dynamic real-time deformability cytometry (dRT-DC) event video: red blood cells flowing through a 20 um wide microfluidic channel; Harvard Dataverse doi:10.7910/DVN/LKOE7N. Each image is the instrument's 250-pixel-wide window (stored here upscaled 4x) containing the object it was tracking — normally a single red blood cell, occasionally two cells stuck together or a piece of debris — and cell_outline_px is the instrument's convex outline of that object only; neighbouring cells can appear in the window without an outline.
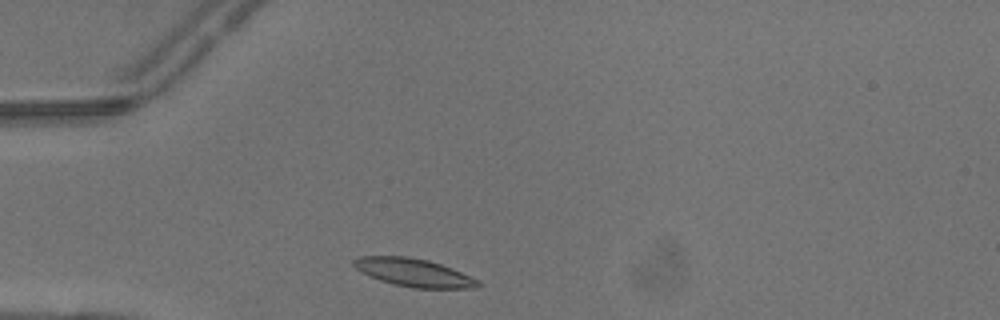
{"species": "common noctule bat (a hibernating species)", "species_latin": "Nyctalus noctula", "temperature_condition": "warm", "stored_images_in_passage": 1, "camera_frame_rate_fps": 3000, "um_per_image_px": 0.085, "animal": {"sex": "male", "body_mass_g": 13.3}, "frame": {"image": 1, "passage_image": 1, "time_ms": 0.0, "image_size_px": [1000, 320], "cell_outline_px": [[484, 284], [476, 288], [412, 288], [392, 284], [380, 280], [356, 268], [352, 264], [352, 260], [360, 256], [408, 256], [428, 260], [452, 268], [480, 280]], "centroid_in_image_um": [35.22, 23.17], "position_along_channel_um": 49.8, "area_um2": 20.35}}